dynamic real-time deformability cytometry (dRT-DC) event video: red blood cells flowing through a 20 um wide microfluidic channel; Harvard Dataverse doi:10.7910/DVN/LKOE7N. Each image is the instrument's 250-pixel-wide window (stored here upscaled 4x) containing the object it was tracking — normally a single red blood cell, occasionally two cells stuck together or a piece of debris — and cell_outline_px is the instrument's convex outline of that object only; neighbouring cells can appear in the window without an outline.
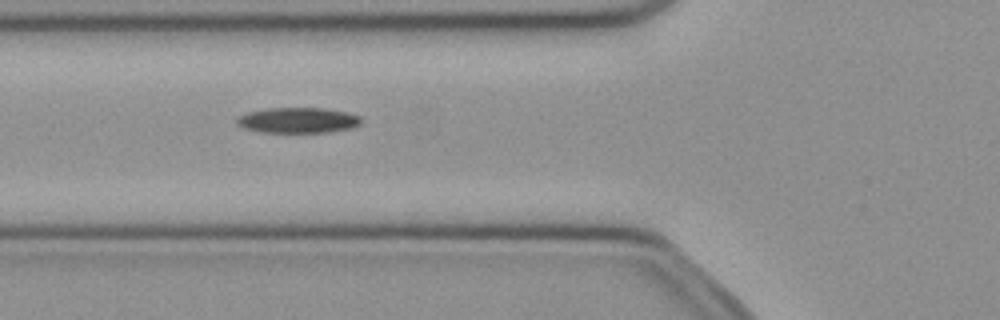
{"species": "common noctule bat (a hibernating species)", "species_latin": "Nyctalus noctula", "temperature_condition": "cold", "stored_images_in_passage": 36, "camera_frame_rate_fps": 3000, "um_per_image_px": 0.085, "animal": {"sex": "female", "body_mass_g": 21.9}, "frame": {"image": 1, "passage_image": 8, "time_ms": 2.333, "image_size_px": [1000, 320], "cell_outline_px": [[360, 124], [352, 128], [328, 132], [260, 132], [244, 128], [236, 124], [236, 116], [248, 112], [268, 108], [324, 108], [348, 112], [360, 116]], "centroid_in_image_um": [25.3, 10.22], "position_along_channel_um": 100.5, "area_um2": 18.55}}
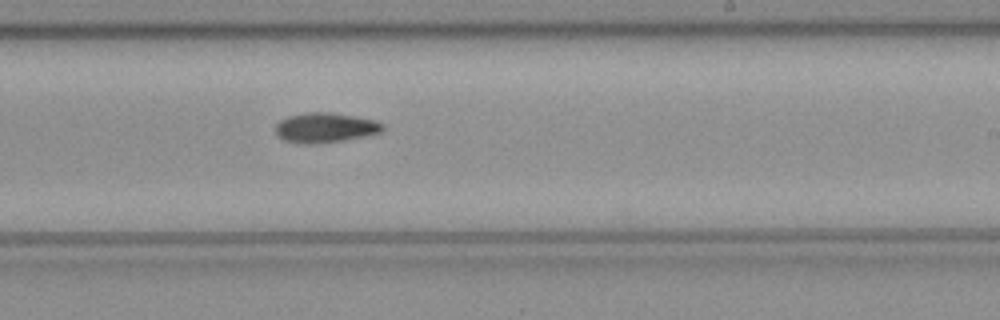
{"frame": {"image": 2, "passage_image": 20, "time_ms": 6.333, "image_size_px": [1000, 320], "cell_outline_px": [[384, 128], [380, 132], [364, 136], [344, 140], [320, 144], [300, 144], [284, 140], [276, 136], [276, 124], [280, 120], [288, 116], [304, 112], [328, 112], [376, 120], [384, 124]], "centroid_in_image_um": [27.61, 10.86], "position_along_channel_um": 261.4, "area_um2": 18.79}}
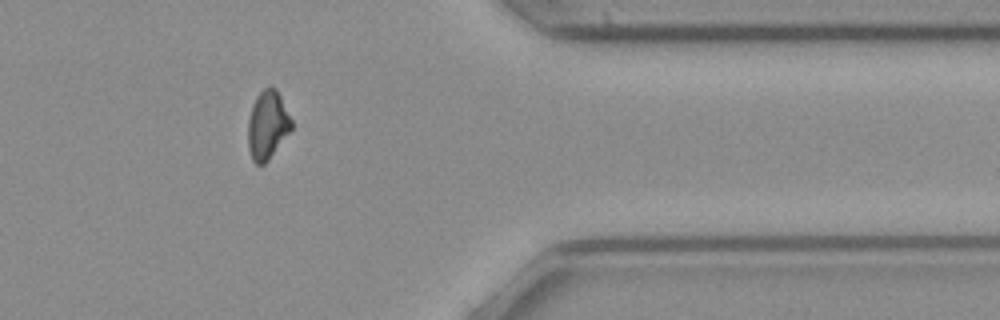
{"frame": {"image": 3, "passage_image": 31, "time_ms": 10.0, "image_size_px": [1000, 320], "cell_outline_px": [[292, 128], [268, 160], [264, 164], [256, 164], [252, 160], [248, 148], [248, 120], [256, 96], [268, 84], [272, 84], [276, 88], [292, 120]], "centroid_in_image_um": [22.73, 10.6], "position_along_channel_um": 388.7, "area_um2": 17.28}}